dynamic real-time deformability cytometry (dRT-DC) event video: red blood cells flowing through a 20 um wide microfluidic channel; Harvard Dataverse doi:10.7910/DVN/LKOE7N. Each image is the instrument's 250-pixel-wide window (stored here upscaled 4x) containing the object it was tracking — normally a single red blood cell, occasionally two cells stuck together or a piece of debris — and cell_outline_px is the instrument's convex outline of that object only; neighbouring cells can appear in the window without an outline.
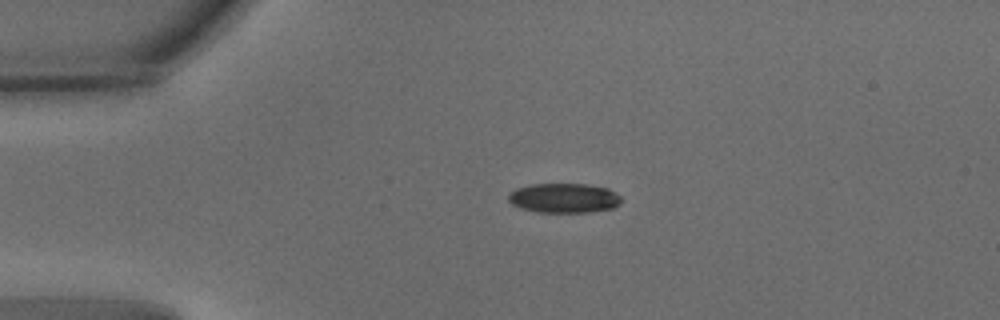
{"species": "common noctule bat (a hibernating species)", "species_latin": "Nyctalus noctula", "temperature_condition": "warm", "stored_images_in_passage": 41, "camera_frame_rate_fps": 3000, "um_per_image_px": 0.085, "animal": {"sex": "male", "body_mass_g": 15.6}, "frame": {"image": 1, "passage_image": 1, "time_ms": 0.0, "image_size_px": [1000, 320], "cell_outline_px": [[620, 204], [612, 208], [588, 212], [536, 212], [520, 208], [512, 204], [508, 200], [508, 196], [516, 188], [528, 184], [588, 184], [608, 188], [620, 196]], "centroid_in_image_um": [47.92, 16.83], "position_along_channel_um": 37.1, "area_um2": 19.48}}
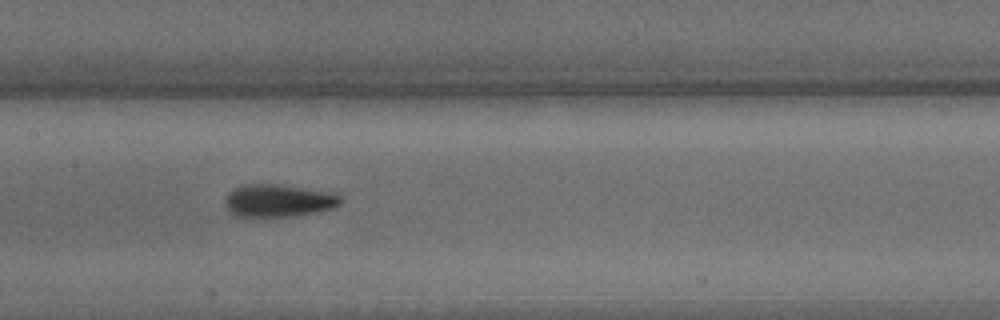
{"frame": {"image": 2, "passage_image": 16, "time_ms": 5.0, "image_size_px": [1000, 320], "cell_outline_px": [[340, 204], [332, 208], [316, 212], [292, 216], [232, 216], [224, 204], [224, 200], [228, 192], [244, 184], [280, 184], [332, 192], [340, 196]], "centroid_in_image_um": [23.62, 17.04], "position_along_channel_um": 183.8, "area_um2": 21.96}}
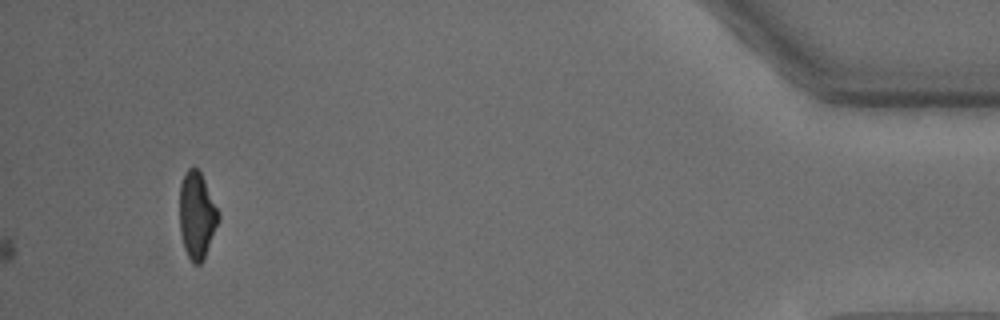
{"frame": {"image": 3, "passage_image": 41, "time_ms": 13.333, "image_size_px": [1000, 320], "cell_outline_px": [[220, 220], [204, 260], [200, 264], [192, 264], [184, 248], [180, 232], [180, 184], [188, 168], [196, 168], [200, 172], [220, 212]], "centroid_in_image_um": [16.75, 18.35], "position_along_channel_um": 418.4, "area_um2": 19.77}, "authors_computed_cell_mechanics": {"area_um2": 21.2126, "velocity_mm_per_s": 3.6638, "shape_relaxation_time_tau1_ms": 2.7957, "shape_relaxation_time_tau2_ms": 1.3844, "deformation_change_tau1": 0.1417, "deformation_change_tau2": 0.0667}}